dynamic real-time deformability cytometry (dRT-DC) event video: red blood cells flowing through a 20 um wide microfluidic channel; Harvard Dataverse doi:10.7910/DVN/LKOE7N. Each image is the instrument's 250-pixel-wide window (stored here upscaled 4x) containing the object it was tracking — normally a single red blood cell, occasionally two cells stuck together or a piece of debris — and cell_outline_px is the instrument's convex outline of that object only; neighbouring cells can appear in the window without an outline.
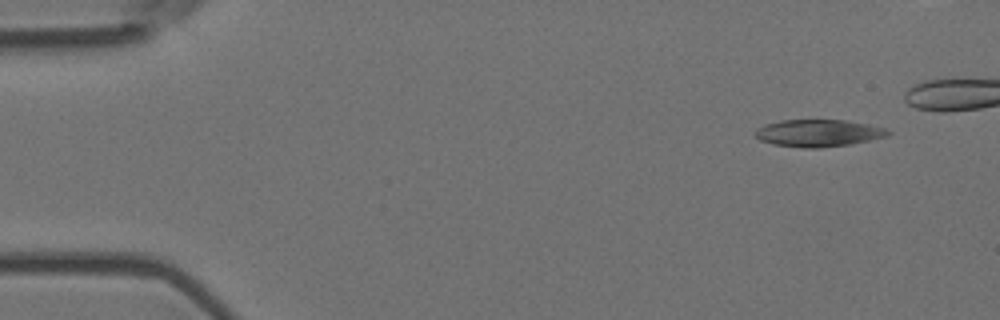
{"species": "Egyptian fruit bat (a non-hibernating species)", "species_latin": "Rousettus aegyptiacus", "temperature_condition": "room temperature", "stored_images_in_passage": 5, "camera_frame_rate_fps": 3000, "um_per_image_px": 0.085, "animal": {"sex": "female"}, "frame": {"image": 1, "passage_image": 1, "time_ms": 0.0, "image_size_px": [1000, 320], "cell_outline_px": [[892, 132], [888, 136], [848, 144], [820, 148], [804, 148], [772, 144], [760, 140], [752, 132], [756, 128], [764, 124], [780, 120], [844, 120], [868, 124], [884, 128]], "centroid_in_image_um": [69.5, 11.31], "position_along_channel_um": 15.5, "area_um2": 21.04}}